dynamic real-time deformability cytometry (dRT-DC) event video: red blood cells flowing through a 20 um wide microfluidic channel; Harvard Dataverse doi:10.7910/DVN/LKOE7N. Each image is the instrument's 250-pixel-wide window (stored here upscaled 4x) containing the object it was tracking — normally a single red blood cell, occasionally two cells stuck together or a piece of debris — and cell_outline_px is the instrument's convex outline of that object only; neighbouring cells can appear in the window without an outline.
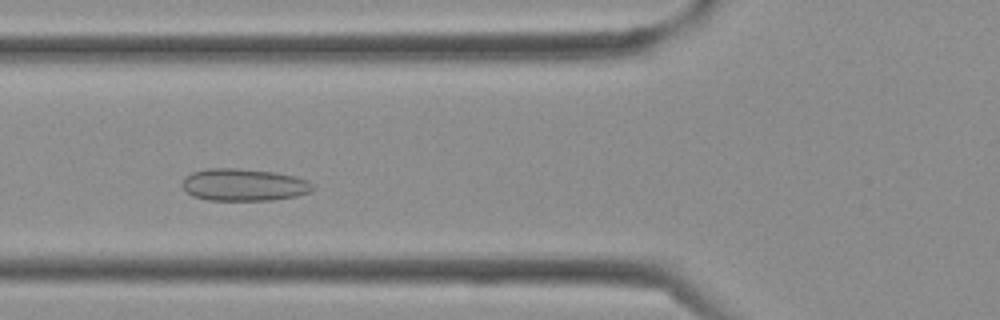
{"species": "Egyptian fruit bat (a non-hibernating species)", "species_latin": "Rousettus aegyptiacus", "temperature_condition": "cold", "stored_images_in_passage": 29, "camera_frame_rate_fps": 3000, "um_per_image_px": 0.085, "frame": {"image": 1, "passage_image": 5, "time_ms": 1.333, "image_size_px": [1000, 320], "cell_outline_px": [[316, 188], [308, 192], [296, 196], [272, 200], [208, 200], [192, 196], [180, 184], [184, 176], [192, 172], [208, 168], [240, 168], [276, 172], [308, 180]], "centroid_in_image_um": [20.7, 15.7], "position_along_channel_um": 105.1, "area_um2": 24.68}}
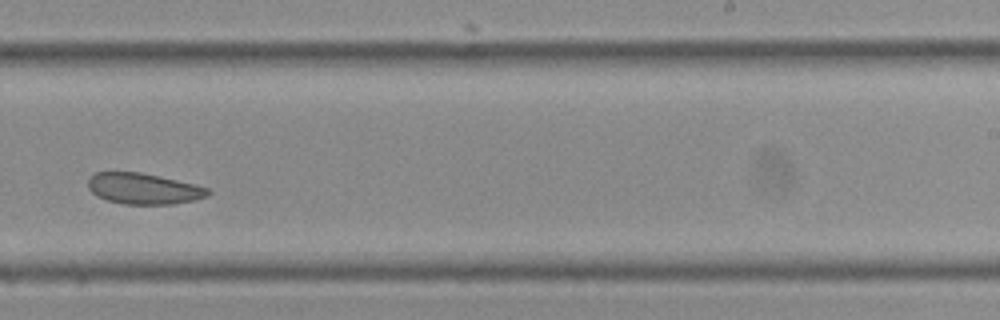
{"frame": {"image": 2, "passage_image": 15, "time_ms": 4.667, "image_size_px": [1000, 320], "cell_outline_px": [[212, 192], [208, 196], [192, 200], [172, 204], [124, 204], [108, 200], [96, 196], [88, 188], [88, 176], [96, 172], [140, 172], [160, 176], [196, 184], [208, 188]], "centroid_in_image_um": [12.2, 16.02], "position_along_channel_um": 276.8, "area_um2": 21.73}}
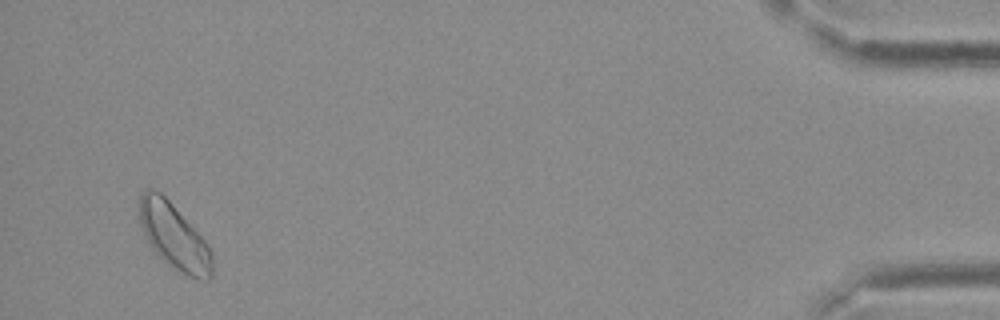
{"frame": {"image": 3, "passage_image": 28, "time_ms": 9.0, "image_size_px": [1000, 320], "cell_outline_px": [[212, 276], [208, 280], [200, 280], [176, 272], [148, 244], [140, 224], [140, 192], [148, 188], [152, 188], [160, 192], [172, 204], [212, 248]], "centroid_in_image_um": [14.81, 20.12], "position_along_channel_um": 420.4, "area_um2": 27.92}}